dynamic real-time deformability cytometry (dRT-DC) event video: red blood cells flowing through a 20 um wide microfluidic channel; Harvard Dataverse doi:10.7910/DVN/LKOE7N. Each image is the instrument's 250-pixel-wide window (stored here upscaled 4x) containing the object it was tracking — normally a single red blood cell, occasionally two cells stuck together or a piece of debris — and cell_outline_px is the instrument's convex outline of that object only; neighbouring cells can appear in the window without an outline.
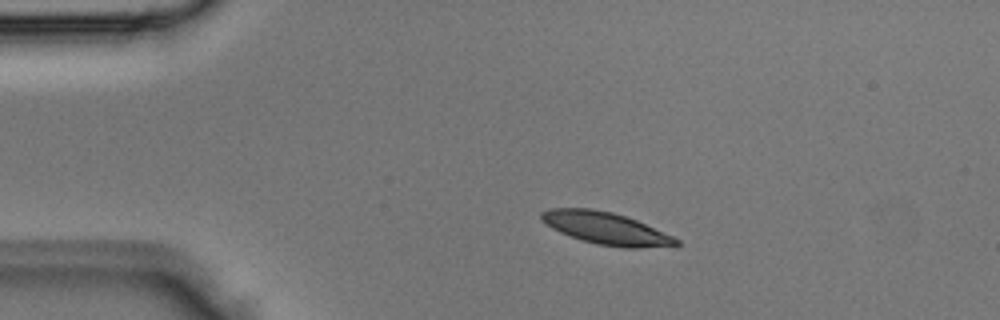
{"species": "Egyptian fruit bat (a non-hibernating species)", "species_latin": "Rousettus aegyptiacus", "temperature_condition": "room temperature", "stored_images_in_passage": 2, "camera_frame_rate_fps": 3000, "um_per_image_px": 0.085, "animal": {"sex": "male"}, "frame": {"image": 1, "passage_image": 1, "time_ms": 0.0, "image_size_px": [1000, 320], "cell_outline_px": [[680, 244], [676, 248], [624, 248], [596, 244], [560, 232], [552, 228], [540, 220], [540, 212], [548, 208], [592, 208], [612, 212], [636, 220], [672, 236], [680, 240]], "centroid_in_image_um": [51.56, 19.42], "position_along_channel_um": 33.4, "area_um2": 25.55}}